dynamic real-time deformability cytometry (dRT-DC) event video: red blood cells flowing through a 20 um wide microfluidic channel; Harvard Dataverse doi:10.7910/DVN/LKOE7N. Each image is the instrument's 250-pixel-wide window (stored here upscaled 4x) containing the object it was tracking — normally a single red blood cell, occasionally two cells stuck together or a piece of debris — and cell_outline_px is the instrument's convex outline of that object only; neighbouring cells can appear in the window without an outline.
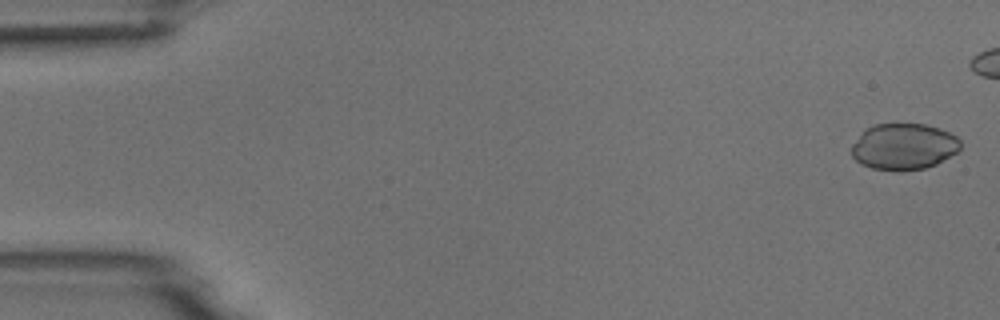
{"species": "common noctule bat (a hibernating species)", "species_latin": "Nyctalus noctula", "temperature_condition": "room temperature", "stored_images_in_passage": 5, "camera_frame_rate_fps": 3000, "um_per_image_px": 0.085, "animal": {"sex": "male", "body_mass_g": 18.8}, "frame": {"image": 1, "passage_image": 1, "time_ms": 0.0, "image_size_px": [1000, 320], "cell_outline_px": [[960, 148], [956, 152], [936, 164], [924, 168], [896, 172], [872, 168], [860, 164], [852, 156], [852, 144], [872, 124], [924, 124], [940, 128], [956, 136], [960, 140]], "centroid_in_image_um": [76.81, 12.47], "position_along_channel_um": 8.2, "area_um2": 29.3}}